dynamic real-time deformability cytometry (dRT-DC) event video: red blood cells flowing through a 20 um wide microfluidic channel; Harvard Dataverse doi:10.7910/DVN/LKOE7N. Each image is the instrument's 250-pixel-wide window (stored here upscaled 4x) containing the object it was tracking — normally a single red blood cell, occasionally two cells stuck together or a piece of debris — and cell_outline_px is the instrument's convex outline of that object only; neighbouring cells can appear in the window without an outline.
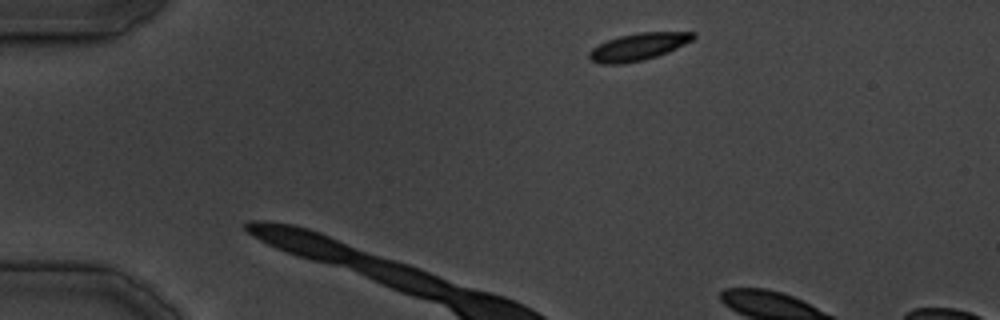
{"species": "common noctule bat (a hibernating species)", "species_latin": "Nyctalus noctula", "temperature_condition": "cold", "stored_images_in_passage": 3, "camera_frame_rate_fps": 3000, "um_per_image_px": 0.085, "animal": {"sex": "male", "body_mass_g": 19.5, "forearm_length_mm": 54.6}, "frame": {"image": 1, "passage_image": 1, "time_ms": 0.0, "image_size_px": [1000, 320], "cell_outline_px": [[696, 36], [692, 40], [668, 52], [644, 60], [624, 64], [600, 64], [592, 60], [588, 56], [588, 52], [592, 48], [608, 40], [620, 36], [640, 32], [696, 32]], "centroid_in_image_um": [54.25, 3.98], "position_along_channel_um": 30.8, "area_um2": 16.42}}